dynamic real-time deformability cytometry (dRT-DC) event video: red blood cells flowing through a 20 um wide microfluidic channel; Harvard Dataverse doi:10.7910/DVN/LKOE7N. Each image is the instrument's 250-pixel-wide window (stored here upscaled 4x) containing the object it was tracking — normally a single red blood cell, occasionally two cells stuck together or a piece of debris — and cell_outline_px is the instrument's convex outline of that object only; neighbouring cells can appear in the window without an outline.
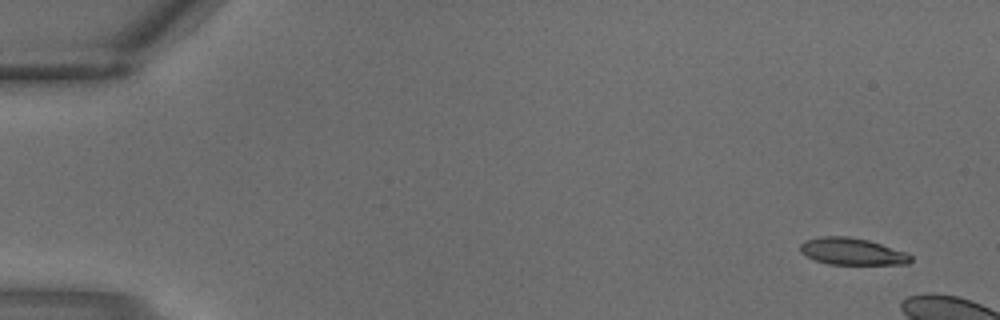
{"species": "common noctule bat (a hibernating species)", "species_latin": "Nyctalus noctula", "temperature_condition": "warm", "stored_images_in_passage": 4, "camera_frame_rate_fps": 3000, "um_per_image_px": 0.085, "animal": {"sex": "male", "body_mass_g": 18.8}, "frame": {"image": 1, "passage_image": 1, "time_ms": 0.0, "image_size_px": [1000, 320], "cell_outline_px": [[912, 260], [908, 264], [828, 264], [816, 260], [800, 252], [800, 244], [804, 240], [820, 236], [848, 236], [868, 240], [908, 252], [912, 256]], "centroid_in_image_um": [72.44, 21.36], "position_along_channel_um": 12.6, "area_um2": 17.4}}
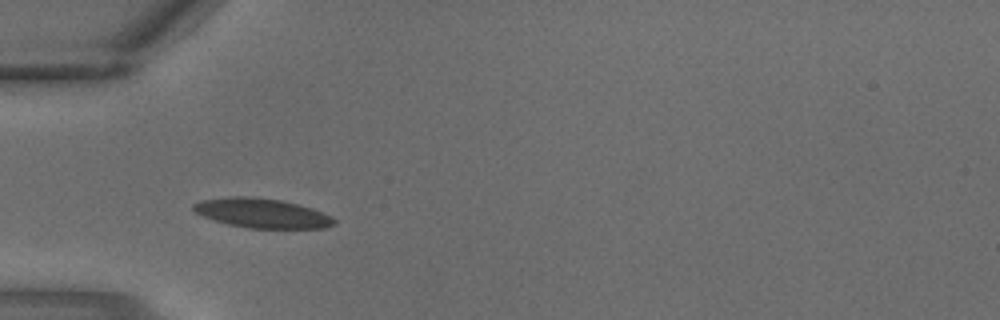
{"frame": {"image": 2, "passage_image": 4, "time_ms": 1.0, "image_size_px": [1000, 320], "cell_outline_px": [[336, 224], [324, 228], [248, 228], [228, 224], [212, 220], [196, 212], [192, 208], [192, 204], [200, 200], [232, 196], [252, 196], [280, 200], [300, 204], [312, 208], [332, 216], [336, 220]], "centroid_in_image_um": [22.28, 18.11], "position_along_channel_um": 62.7, "area_um2": 24.33}}